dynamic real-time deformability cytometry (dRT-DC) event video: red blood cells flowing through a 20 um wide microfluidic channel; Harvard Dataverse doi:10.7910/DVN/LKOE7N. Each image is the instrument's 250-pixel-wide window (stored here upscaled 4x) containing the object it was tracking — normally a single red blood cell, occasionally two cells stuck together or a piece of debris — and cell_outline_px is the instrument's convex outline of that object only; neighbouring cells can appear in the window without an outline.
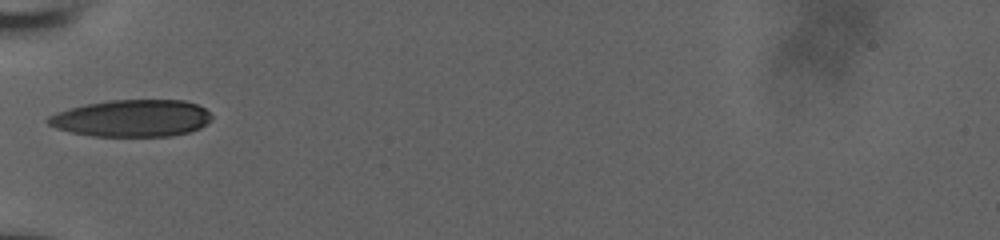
{"species": "human", "species_latin": "Homo sapiens", "temperature_condition": "room temperature", "stored_images_in_passage": 35, "camera_frame_rate_fps": 3000, "um_per_image_px": 0.085, "donor": {"sex": "male"}, "frame": {"image": 1, "passage_image": 1, "time_ms": 0.0, "image_size_px": [1000, 240], "cell_outline_px": [[212, 116], [200, 128], [188, 132], [172, 136], [92, 136], [72, 132], [56, 128], [48, 124], [44, 120], [48, 116], [56, 112], [68, 108], [88, 104], [112, 100], [184, 100], [196, 104], [204, 108]], "centroid_in_image_um": [11.17, 10.05], "position_along_channel_um": 73.8, "area_um2": 35.14}}
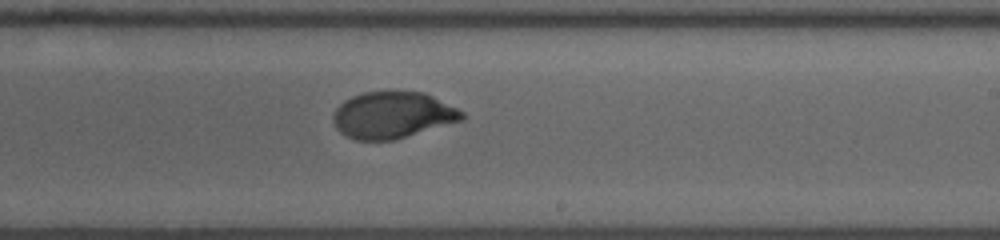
{"frame": {"image": 2, "passage_image": 15, "time_ms": 4.667, "image_size_px": [1000, 240], "cell_outline_px": [[468, 116], [464, 120], [392, 140], [356, 140], [340, 132], [336, 128], [332, 120], [332, 116], [336, 108], [344, 100], [352, 96], [364, 92], [424, 92], [464, 112]], "centroid_in_image_um": [33.37, 9.78], "position_along_channel_um": 255.6, "area_um2": 34.8}}
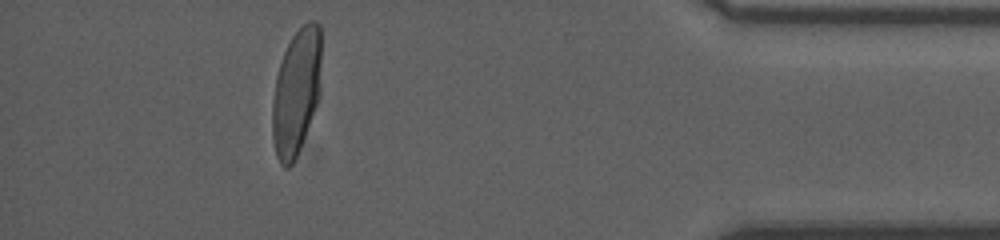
{"frame": {"image": 3, "passage_image": 30, "time_ms": 9.667, "image_size_px": [1000, 240], "cell_outline_px": [[320, 92], [316, 104], [300, 148], [292, 164], [288, 168], [284, 168], [280, 164], [276, 156], [272, 136], [272, 100], [276, 76], [284, 52], [292, 36], [308, 20], [316, 20], [320, 24]], "centroid_in_image_um": [25.17, 7.81], "position_along_channel_um": 410.0, "area_um2": 35.89}, "authors_computed_cell_mechanics": {"area_um2": 35.836, "velocity_mm_per_s": 3.9194, "shape_relaxation_time_tau1_ms": 4.7158, "shape_relaxation_time_tau2_ms": null, "deformation_change_tau1": 0.1958, "deformation_change_tau2": null}}